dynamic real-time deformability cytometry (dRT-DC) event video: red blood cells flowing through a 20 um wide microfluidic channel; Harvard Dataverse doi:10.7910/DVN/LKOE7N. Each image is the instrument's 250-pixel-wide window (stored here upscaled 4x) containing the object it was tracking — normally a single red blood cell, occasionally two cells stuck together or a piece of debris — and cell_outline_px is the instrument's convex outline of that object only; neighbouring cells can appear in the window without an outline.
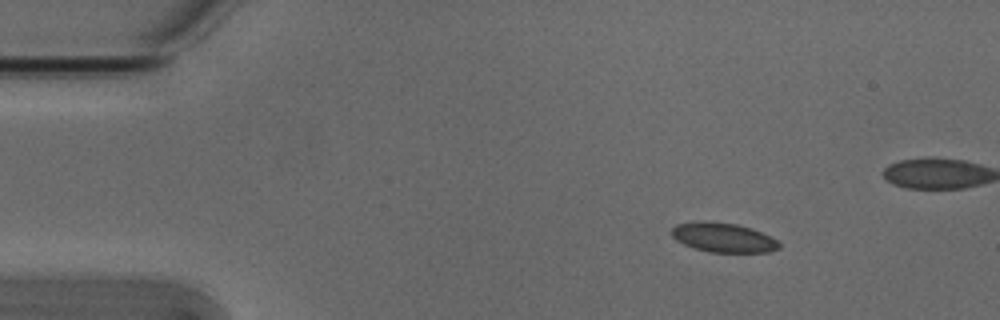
{"species": "Egyptian fruit bat (a non-hibernating species)", "species_latin": "Rousettus aegyptiacus", "temperature_condition": "cold", "stored_images_in_passage": 54, "camera_frame_rate_fps": 3000, "um_per_image_px": 0.085, "animal": {"sex": "male"}, "frame": {"image": 1, "passage_image": 7, "time_ms": 2.0, "image_size_px": [1000, 320], "cell_outline_px": [[780, 248], [768, 252], [708, 252], [684, 244], [676, 240], [672, 236], [672, 228], [676, 224], [736, 224], [752, 228], [772, 236], [780, 244]], "centroid_in_image_um": [61.57, 20.24], "position_along_channel_um": 23.4, "area_um2": 17.63}}
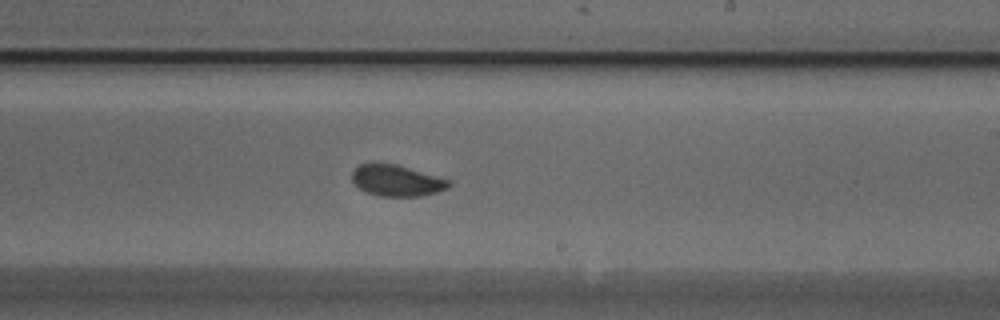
{"frame": {"image": 2, "passage_image": 31, "time_ms": 10.0, "image_size_px": [1000, 320], "cell_outline_px": [[452, 184], [448, 188], [436, 192], [420, 196], [380, 196], [368, 192], [352, 184], [352, 172], [360, 164], [396, 164], [448, 180]], "centroid_in_image_um": [33.69, 15.36], "position_along_channel_um": 255.3, "area_um2": 17.22}}
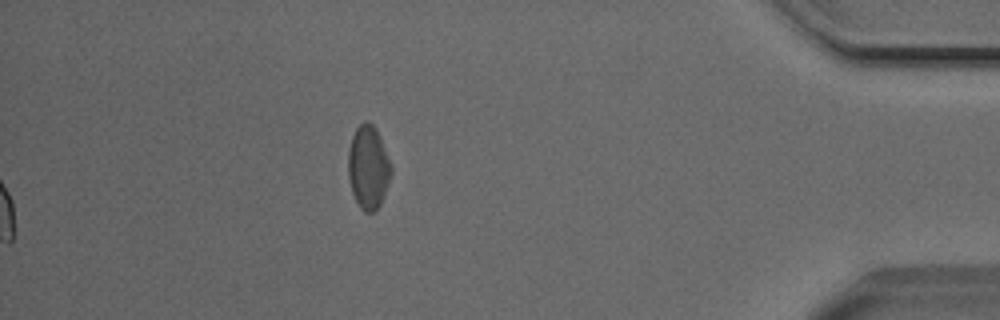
{"frame": {"image": 3, "passage_image": 54, "time_ms": 17.667, "image_size_px": [1000, 320], "cell_outline_px": [[392, 172], [384, 196], [376, 212], [364, 212], [360, 208], [352, 192], [348, 176], [348, 152], [352, 136], [356, 128], [364, 120], [372, 124], [376, 128], [380, 136], [392, 164]], "centroid_in_image_um": [31.32, 14.22], "position_along_channel_um": 403.9, "area_um2": 21.1}, "authors_computed_cell_mechanics": {"area_um2": 18.0336, "velocity_mm_per_s": 3.8279, "shape_relaxation_time_tau1_ms": 4.7414, "shape_relaxation_time_tau2_ms": 1.8954, "deformation_change_tau1": 0.0956, "deformation_change_tau2": 0.0437}}